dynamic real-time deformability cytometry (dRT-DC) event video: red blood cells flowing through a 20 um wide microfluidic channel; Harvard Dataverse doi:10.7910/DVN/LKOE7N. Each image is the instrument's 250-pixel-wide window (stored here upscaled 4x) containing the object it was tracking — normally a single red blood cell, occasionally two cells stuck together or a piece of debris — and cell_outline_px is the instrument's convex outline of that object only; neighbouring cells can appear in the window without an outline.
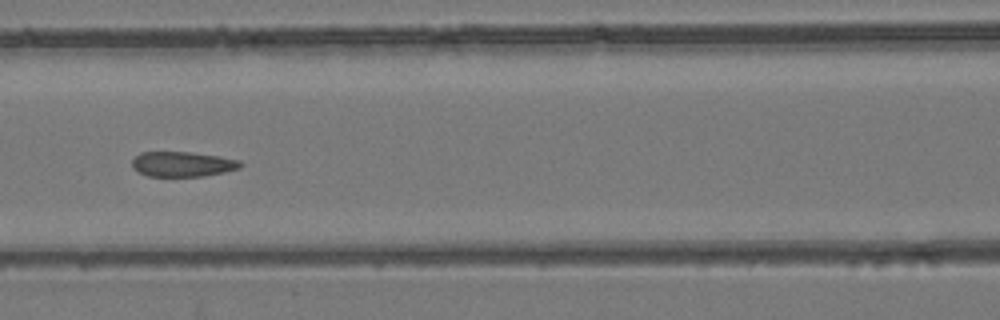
{"species": "common noctule bat (a hibernating species)", "species_latin": "Nyctalus noctula", "temperature_condition": "room temperature", "stored_images_in_passage": 7, "camera_frame_rate_fps": 3000, "um_per_image_px": 0.085, "animal": {"sex": "female", "body_mass_g": 24.6, "forearm_length_mm": 56.2}, "frame": {"image": 1, "passage_image": 7, "time_ms": 7.0, "image_size_px": [1000, 320], "cell_outline_px": [[244, 164], [240, 168], [224, 172], [204, 176], [148, 176], [132, 168], [132, 160], [140, 152], [188, 152], [220, 156], [240, 160]], "centroid_in_image_um": [15.54, 13.95], "position_along_channel_um": 151.1, "area_um2": 15.84}}